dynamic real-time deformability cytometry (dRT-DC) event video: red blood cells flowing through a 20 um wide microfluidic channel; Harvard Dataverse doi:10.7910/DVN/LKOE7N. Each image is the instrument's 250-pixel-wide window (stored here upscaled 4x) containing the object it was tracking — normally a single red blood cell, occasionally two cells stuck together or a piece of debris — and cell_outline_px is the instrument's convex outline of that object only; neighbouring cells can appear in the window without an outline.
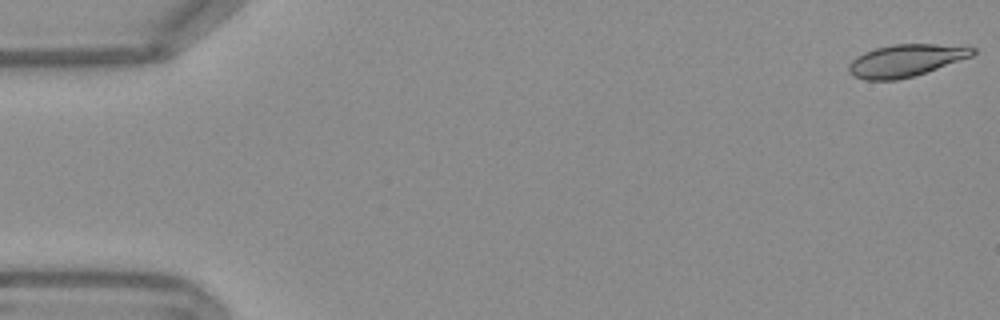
{"species": "Egyptian fruit bat (a non-hibernating species)", "species_latin": "Rousettus aegyptiacus", "temperature_condition": "warm", "stored_images_in_passage": 15, "camera_frame_rate_fps": 3000, "um_per_image_px": 0.085, "frame": {"image": 1, "passage_image": 1, "time_ms": 0.0, "image_size_px": [1000, 320], "cell_outline_px": [[976, 52], [972, 56], [912, 76], [896, 80], [864, 80], [852, 76], [848, 72], [848, 64], [856, 56], [864, 52], [876, 48], [892, 44], [968, 44], [976, 48]], "centroid_in_image_um": [77.01, 5.12], "position_along_channel_um": 8.0, "area_um2": 23.52}}
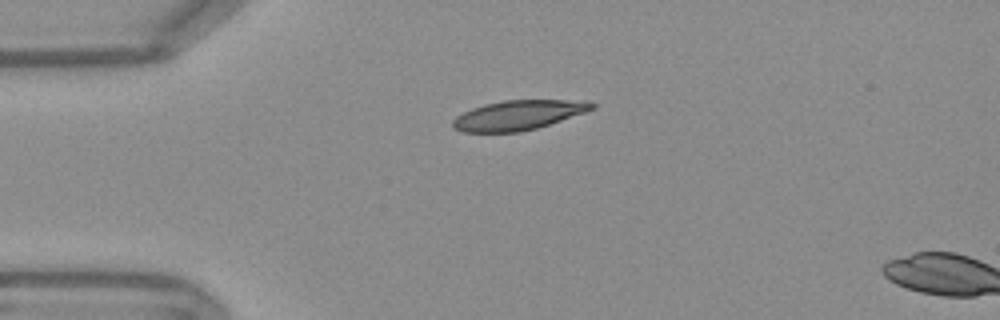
{"frame": {"image": 2, "passage_image": 13, "time_ms": 4.0, "image_size_px": [1000, 320], "cell_outline_px": [[596, 108], [536, 128], [520, 132], [464, 132], [452, 128], [452, 120], [456, 116], [472, 108], [484, 104], [504, 100], [588, 100], [596, 104]], "centroid_in_image_um": [44.04, 9.78], "position_along_channel_um": 41.0, "area_um2": 23.99}}